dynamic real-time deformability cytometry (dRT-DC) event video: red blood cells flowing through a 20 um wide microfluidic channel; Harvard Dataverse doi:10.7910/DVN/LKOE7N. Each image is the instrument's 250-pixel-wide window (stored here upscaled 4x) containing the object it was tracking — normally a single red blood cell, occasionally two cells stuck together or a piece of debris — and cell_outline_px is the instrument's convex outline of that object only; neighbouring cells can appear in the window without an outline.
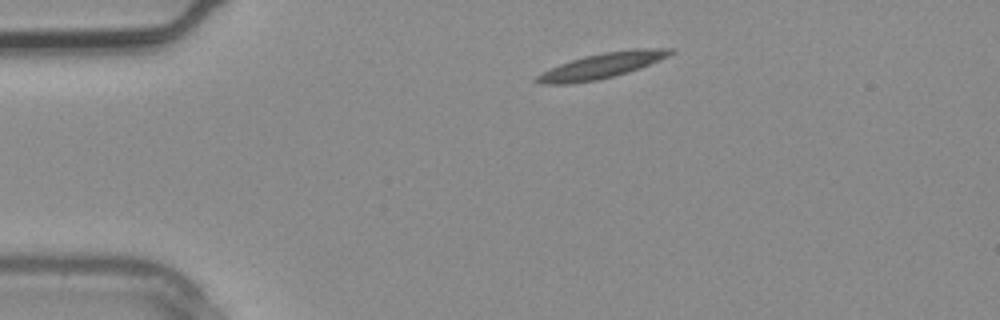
{"species": "common noctule bat (a hibernating species)", "species_latin": "Nyctalus noctula", "temperature_condition": "warm", "stored_images_in_passage": 2, "camera_frame_rate_fps": 3000, "um_per_image_px": 0.085, "animal": {"sex": "male", "body_mass_g": 20.4}, "frame": {"image": 1, "passage_image": 1, "time_ms": 0.0, "image_size_px": [1000, 320], "cell_outline_px": [[676, 52], [660, 60], [640, 68], [628, 72], [596, 80], [572, 84], [540, 84], [532, 80], [536, 76], [560, 64], [584, 56], [604, 52], [636, 48], [676, 48]], "centroid_in_image_um": [51.2, 5.57], "position_along_channel_um": 33.8, "area_um2": 19.71}}